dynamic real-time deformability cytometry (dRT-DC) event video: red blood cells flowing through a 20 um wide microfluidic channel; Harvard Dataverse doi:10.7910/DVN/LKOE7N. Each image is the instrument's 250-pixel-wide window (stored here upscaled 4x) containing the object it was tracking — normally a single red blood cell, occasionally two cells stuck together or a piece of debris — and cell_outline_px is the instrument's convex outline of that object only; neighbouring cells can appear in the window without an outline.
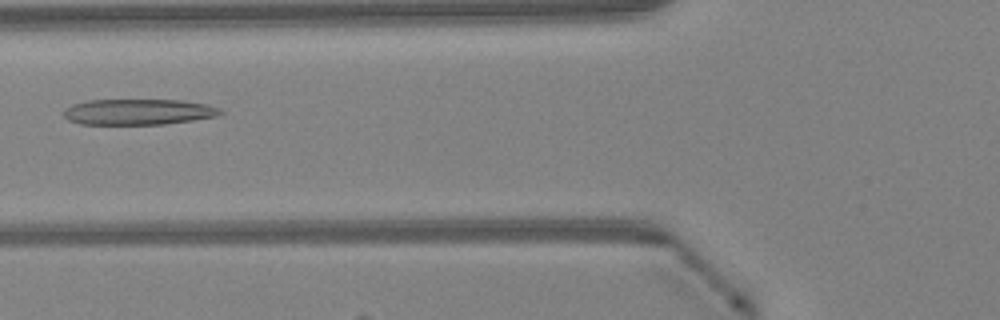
{"species": "Egyptian fruit bat (a non-hibernating species)", "species_latin": "Rousettus aegyptiacus", "temperature_condition": "warm", "stored_images_in_passage": 46, "camera_frame_rate_fps": 3000, "um_per_image_px": 0.085, "animal": {"sex": "female"}, "frame": {"image": 1, "passage_image": 17, "time_ms": 5.333, "image_size_px": [1000, 320], "cell_outline_px": [[224, 112], [216, 116], [192, 120], [164, 124], [80, 124], [68, 120], [64, 116], [64, 108], [72, 104], [88, 100], [180, 100], [204, 104], [220, 108]], "centroid_in_image_um": [11.72, 9.51], "position_along_channel_um": 114.1, "area_um2": 23.47}}
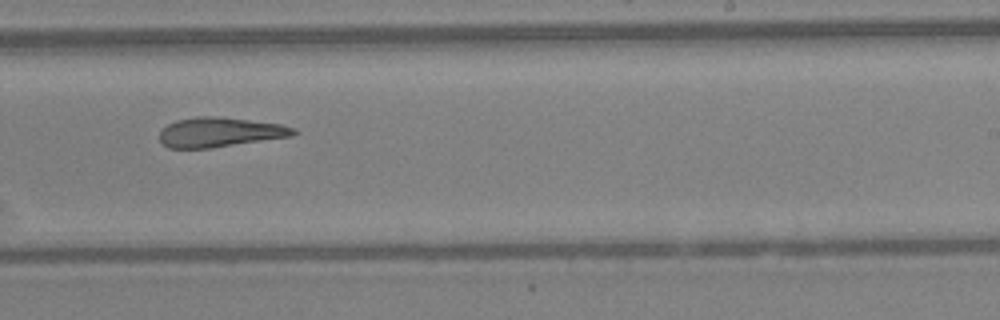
{"frame": {"image": 2, "passage_image": 28, "time_ms": 9.0, "image_size_px": [1000, 320], "cell_outline_px": [[300, 132], [292, 136], [208, 148], [168, 148], [160, 140], [160, 132], [168, 124], [176, 120], [196, 116], [216, 116], [280, 124], [296, 128]], "centroid_in_image_um": [18.7, 11.23], "position_along_channel_um": 270.3, "area_um2": 22.95}}
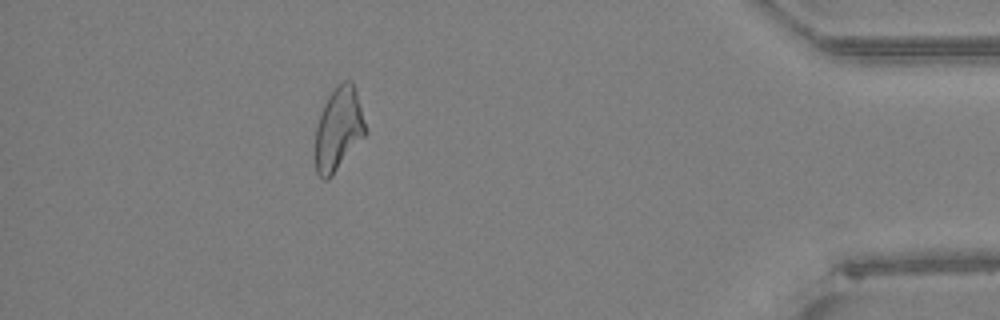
{"frame": {"image": 3, "passage_image": 41, "time_ms": 13.333, "image_size_px": [1000, 320], "cell_outline_px": [[368, 132], [332, 176], [328, 180], [324, 180], [316, 172], [316, 124], [320, 112], [328, 96], [344, 80], [352, 80], [356, 92]], "centroid_in_image_um": [28.78, 10.98], "position_along_channel_um": 406.4, "area_um2": 24.16}, "authors_computed_cell_mechanics": {"area_um2": 25.0563, "velocity_mm_per_s": 4.2811, "shape_relaxation_time_tau1_ms": null, "shape_relaxation_time_tau2_ms": 5.5739, "deformation_change_tau1": null, "deformation_change_tau2": 0.2031}}